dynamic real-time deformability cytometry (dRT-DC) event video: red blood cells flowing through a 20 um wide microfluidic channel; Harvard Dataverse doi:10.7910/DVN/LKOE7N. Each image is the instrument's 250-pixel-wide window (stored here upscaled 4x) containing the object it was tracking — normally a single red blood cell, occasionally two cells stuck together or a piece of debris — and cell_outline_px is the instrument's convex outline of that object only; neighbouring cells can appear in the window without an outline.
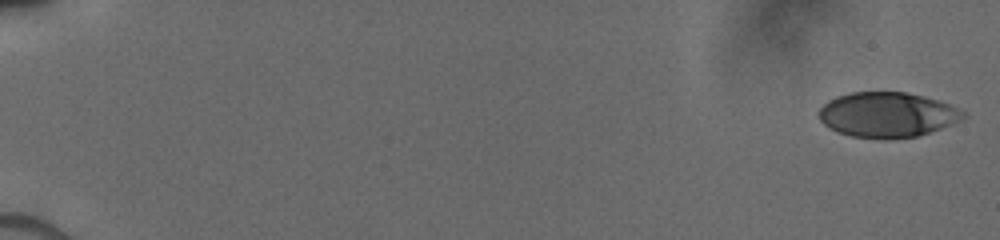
{"species": "human", "species_latin": "Homo sapiens", "temperature_condition": "cold", "stored_images_in_passage": 29, "camera_frame_rate_fps": 3000, "um_per_image_px": 0.085, "donor": {"sex": "male"}, "frame": {"image": 1, "passage_image": 1, "time_ms": 0.0, "image_size_px": [1000, 240], "cell_outline_px": [[968, 116], [960, 120], [940, 128], [916, 136], [852, 136], [836, 132], [828, 128], [820, 120], [816, 112], [828, 100], [836, 96], [852, 92], [904, 92], [924, 96], [940, 100], [964, 112]], "centroid_in_image_um": [75.37, 9.71], "position_along_channel_um": 9.6, "area_um2": 37.17}}
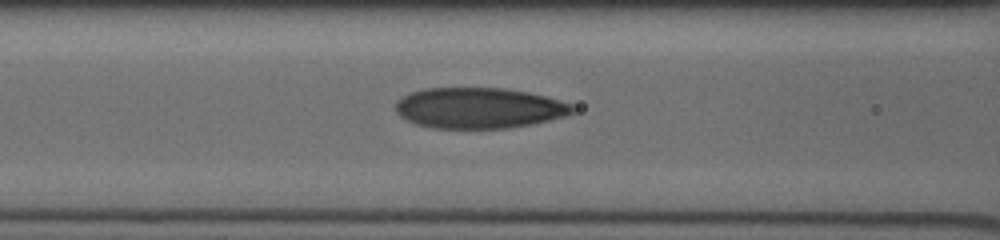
{"frame": {"image": 2, "passage_image": 17, "time_ms": 7.667, "image_size_px": [1000, 240], "cell_outline_px": [[576, 112], [564, 116], [532, 124], [508, 128], [432, 128], [416, 124], [400, 116], [396, 112], [396, 100], [408, 92], [424, 88], [504, 88], [528, 92], [560, 100], [572, 104], [576, 108]], "centroid_in_image_um": [40.7, 9.17], "position_along_channel_um": 125.9, "area_um2": 42.19}}
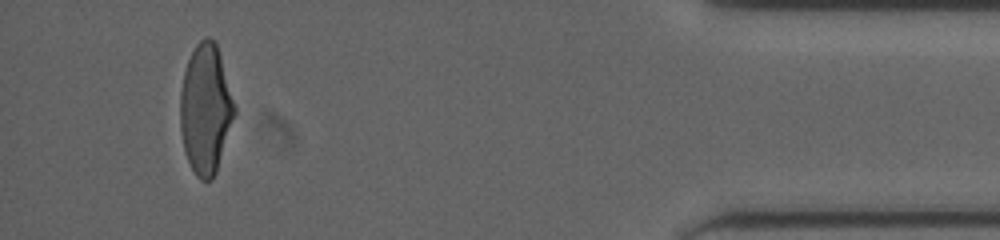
{"frame": {"image": 3, "passage_image": 29, "time_ms": 16.0, "image_size_px": [1000, 240], "cell_outline_px": [[236, 112], [216, 172], [212, 180], [200, 180], [196, 176], [184, 152], [180, 128], [180, 92], [184, 72], [188, 60], [196, 44], [204, 36], [208, 36], [216, 44], [220, 56], [236, 108]], "centroid_in_image_um": [17.46, 9.29], "position_along_channel_um": 417.7, "area_um2": 40.75}}